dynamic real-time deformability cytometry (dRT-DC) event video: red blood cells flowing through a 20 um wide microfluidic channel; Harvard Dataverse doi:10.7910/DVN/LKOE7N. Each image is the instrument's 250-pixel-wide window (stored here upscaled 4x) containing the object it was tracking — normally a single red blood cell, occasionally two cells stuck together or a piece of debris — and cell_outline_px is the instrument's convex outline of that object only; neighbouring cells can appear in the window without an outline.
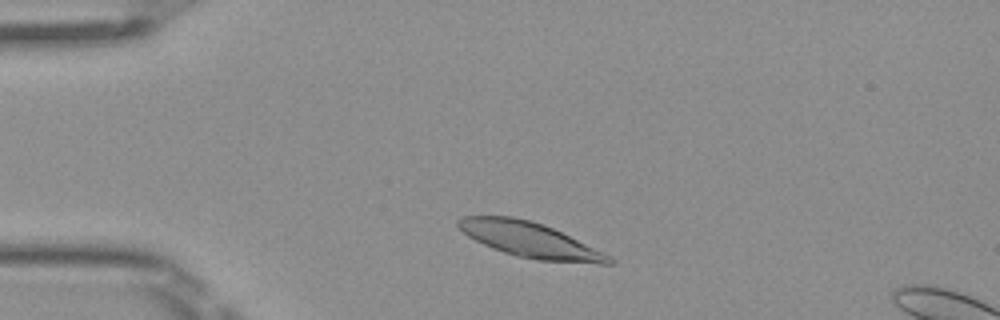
{"species": "Egyptian fruit bat (a non-hibernating species)", "species_latin": "Rousettus aegyptiacus", "temperature_condition": "room temperature", "stored_images_in_passage": 45, "segment_of_instrument_passage": [1, 2], "camera_frame_rate_fps": 3000, "um_per_image_px": 0.085, "frame": {"image": 1, "passage_image": 5, "time_ms": 1.333, "image_size_px": [1000, 320], "cell_outline_px": [[616, 264], [600, 264], [536, 260], [516, 256], [492, 248], [468, 236], [456, 224], [456, 220], [464, 216], [512, 216], [532, 220], [552, 228], [604, 252], [612, 256], [616, 260]], "centroid_in_image_um": [45.09, 20.4], "position_along_channel_um": 39.9, "area_um2": 30.87}}
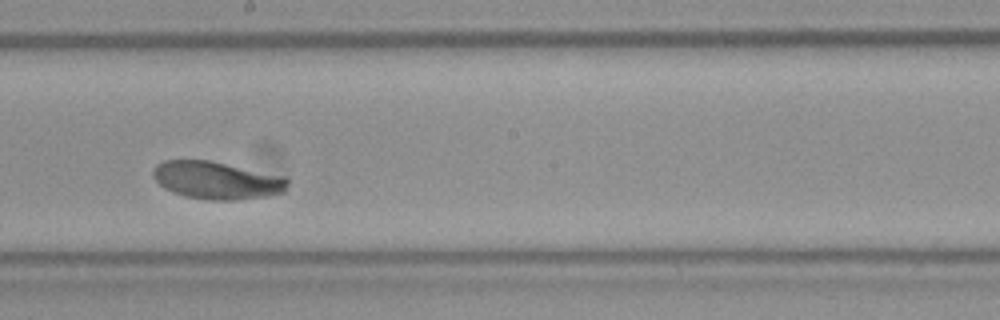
{"frame": {"image": 2, "passage_image": 22, "time_ms": 7.0, "image_size_px": [1000, 320], "cell_outline_px": [[288, 188], [284, 192], [268, 196], [236, 200], [208, 200], [184, 196], [164, 188], [152, 176], [152, 172], [156, 164], [164, 160], [208, 160], [284, 176], [288, 180]], "centroid_in_image_um": [18.43, 15.33], "position_along_channel_um": 229.8, "area_um2": 29.54}}
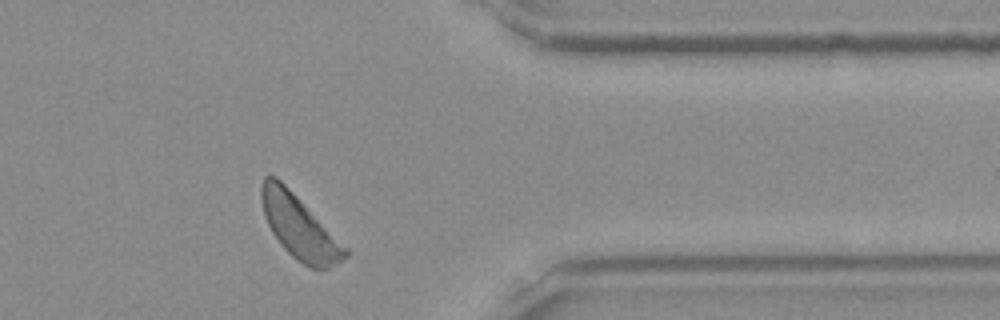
{"frame": {"image": 3, "passage_image": 35, "time_ms": 11.333, "image_size_px": [1000, 320], "cell_outline_px": [[348, 256], [328, 268], [308, 268], [296, 260], [280, 244], [272, 232], [264, 216], [260, 196], [260, 188], [264, 176], [276, 176], [348, 248]], "centroid_in_image_um": [25.42, 19.31], "position_along_channel_um": 386.0, "area_um2": 30.46}}